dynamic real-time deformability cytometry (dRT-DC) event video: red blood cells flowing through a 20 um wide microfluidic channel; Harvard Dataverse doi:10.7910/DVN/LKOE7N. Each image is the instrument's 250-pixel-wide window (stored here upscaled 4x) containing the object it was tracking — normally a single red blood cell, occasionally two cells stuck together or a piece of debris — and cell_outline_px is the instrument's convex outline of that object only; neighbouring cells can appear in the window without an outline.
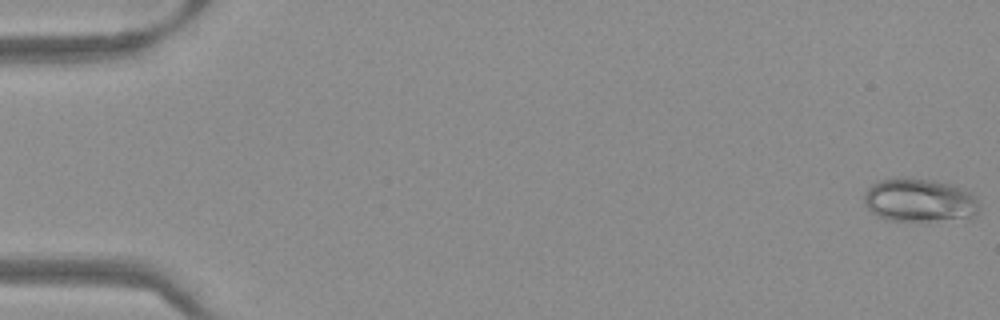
{"species": "Egyptian fruit bat (a non-hibernating species)", "species_latin": "Rousettus aegyptiacus", "temperature_condition": "warm", "stored_images_in_passage": 52, "camera_frame_rate_fps": 3000, "um_per_image_px": 0.085, "frame": {"image": 1, "passage_image": 1, "time_ms": 0.0, "image_size_px": [1000, 320], "cell_outline_px": [[980, 208], [976, 216], [968, 220], [888, 220], [876, 216], [864, 204], [864, 192], [876, 180], [900, 176], [908, 176], [936, 180], [952, 184], [968, 192], [980, 204]], "centroid_in_image_um": [78.15, 17.0], "position_along_channel_um": 6.9, "area_um2": 29.88}}
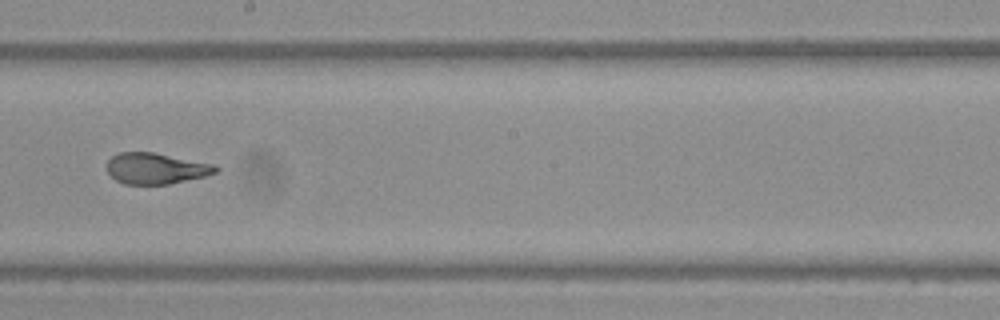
{"frame": {"image": 2, "passage_image": 30, "time_ms": 9.667, "image_size_px": [1000, 320], "cell_outline_px": [[220, 168], [216, 172], [204, 176], [168, 184], [124, 184], [116, 180], [108, 172], [108, 160], [112, 156], [120, 152], [152, 152], [216, 164]], "centroid_in_image_um": [13.27, 14.31], "position_along_channel_um": 234.9, "area_um2": 19.54}}
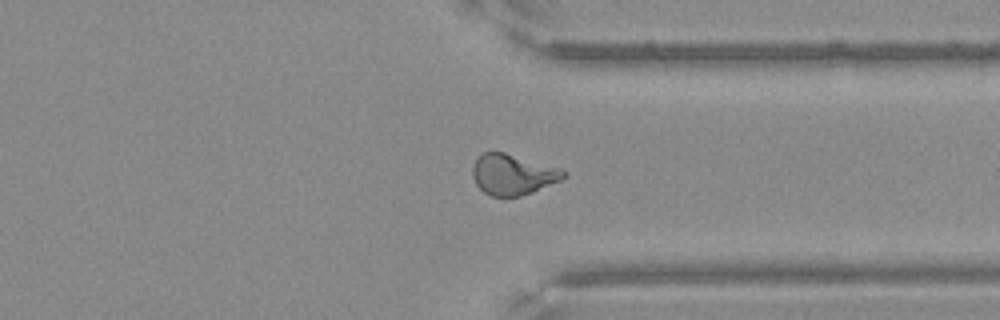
{"frame": {"image": 3, "passage_image": 40, "time_ms": 13.0, "image_size_px": [1000, 320], "cell_outline_px": [[568, 172], [560, 180], [532, 192], [520, 196], [492, 196], [484, 192], [476, 184], [472, 176], [472, 168], [476, 160], [484, 152], [504, 152], [564, 168]], "centroid_in_image_um": [43.61, 14.82], "position_along_channel_um": 367.8, "area_um2": 21.56}}